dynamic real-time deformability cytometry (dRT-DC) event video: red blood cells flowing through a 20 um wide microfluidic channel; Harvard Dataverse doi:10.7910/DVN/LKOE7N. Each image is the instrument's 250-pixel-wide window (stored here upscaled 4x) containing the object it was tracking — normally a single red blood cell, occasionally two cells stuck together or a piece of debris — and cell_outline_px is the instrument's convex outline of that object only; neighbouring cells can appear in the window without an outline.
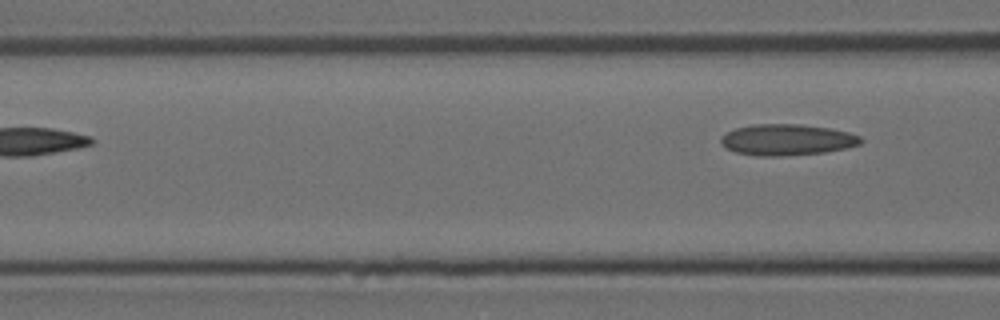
{"species": "Egyptian fruit bat (a non-hibernating species)", "species_latin": "Rousettus aegyptiacus", "temperature_condition": "room temperature", "stored_images_in_passage": 3, "camera_frame_rate_fps": 3000, "um_per_image_px": 0.085, "animal": {"sex": "female"}, "frame": {"image": 1, "passage_image": 3, "time_ms": 0.667, "image_size_px": [1000, 320], "cell_outline_px": [[864, 140], [860, 144], [844, 148], [824, 152], [780, 156], [756, 156], [736, 152], [720, 144], [720, 136], [736, 128], [752, 124], [800, 124], [828, 128], [848, 132], [860, 136]], "centroid_in_image_um": [66.87, 11.88], "position_along_channel_um": 99.7, "area_um2": 25.32}}